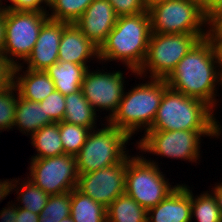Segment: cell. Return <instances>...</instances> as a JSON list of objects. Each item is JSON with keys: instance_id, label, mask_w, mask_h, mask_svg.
Returning <instances> with one entry per match:
<instances>
[{"instance_id": "40", "label": "cell", "mask_w": 222, "mask_h": 222, "mask_svg": "<svg viewBox=\"0 0 222 222\" xmlns=\"http://www.w3.org/2000/svg\"><path fill=\"white\" fill-rule=\"evenodd\" d=\"M5 21L6 10L0 8V55H3L5 47Z\"/></svg>"}, {"instance_id": "41", "label": "cell", "mask_w": 222, "mask_h": 222, "mask_svg": "<svg viewBox=\"0 0 222 222\" xmlns=\"http://www.w3.org/2000/svg\"><path fill=\"white\" fill-rule=\"evenodd\" d=\"M13 179H6V180H1L0 179V202L2 200H5V198L9 195L12 194L11 192V184H12Z\"/></svg>"}, {"instance_id": "13", "label": "cell", "mask_w": 222, "mask_h": 222, "mask_svg": "<svg viewBox=\"0 0 222 222\" xmlns=\"http://www.w3.org/2000/svg\"><path fill=\"white\" fill-rule=\"evenodd\" d=\"M127 157L119 164L79 174L77 189L106 208L125 193Z\"/></svg>"}, {"instance_id": "10", "label": "cell", "mask_w": 222, "mask_h": 222, "mask_svg": "<svg viewBox=\"0 0 222 222\" xmlns=\"http://www.w3.org/2000/svg\"><path fill=\"white\" fill-rule=\"evenodd\" d=\"M48 18L47 12L6 10L3 56L14 67L30 56L40 29Z\"/></svg>"}, {"instance_id": "7", "label": "cell", "mask_w": 222, "mask_h": 222, "mask_svg": "<svg viewBox=\"0 0 222 222\" xmlns=\"http://www.w3.org/2000/svg\"><path fill=\"white\" fill-rule=\"evenodd\" d=\"M214 139L219 137V130H147L141 139L136 141L139 153L146 152L188 162L198 163L200 159L201 137ZM141 151V152H140Z\"/></svg>"}, {"instance_id": "44", "label": "cell", "mask_w": 222, "mask_h": 222, "mask_svg": "<svg viewBox=\"0 0 222 222\" xmlns=\"http://www.w3.org/2000/svg\"><path fill=\"white\" fill-rule=\"evenodd\" d=\"M59 222H74V221H73V218L71 216H68V217L60 220Z\"/></svg>"}, {"instance_id": "33", "label": "cell", "mask_w": 222, "mask_h": 222, "mask_svg": "<svg viewBox=\"0 0 222 222\" xmlns=\"http://www.w3.org/2000/svg\"><path fill=\"white\" fill-rule=\"evenodd\" d=\"M2 1L0 0V8L4 10L48 12L46 9L49 7V0H7L6 2H11L7 6Z\"/></svg>"}, {"instance_id": "43", "label": "cell", "mask_w": 222, "mask_h": 222, "mask_svg": "<svg viewBox=\"0 0 222 222\" xmlns=\"http://www.w3.org/2000/svg\"><path fill=\"white\" fill-rule=\"evenodd\" d=\"M142 1L146 9L148 10L149 8L153 7L154 5L158 3H162V2H166L170 0H142Z\"/></svg>"}, {"instance_id": "11", "label": "cell", "mask_w": 222, "mask_h": 222, "mask_svg": "<svg viewBox=\"0 0 222 222\" xmlns=\"http://www.w3.org/2000/svg\"><path fill=\"white\" fill-rule=\"evenodd\" d=\"M29 160L27 178L48 195L63 194L77 187L79 173L75 156L62 154Z\"/></svg>"}, {"instance_id": "5", "label": "cell", "mask_w": 222, "mask_h": 222, "mask_svg": "<svg viewBox=\"0 0 222 222\" xmlns=\"http://www.w3.org/2000/svg\"><path fill=\"white\" fill-rule=\"evenodd\" d=\"M91 130L85 144L75 156L79 174L94 172L121 163L129 154L126 145L132 138L108 122Z\"/></svg>"}, {"instance_id": "17", "label": "cell", "mask_w": 222, "mask_h": 222, "mask_svg": "<svg viewBox=\"0 0 222 222\" xmlns=\"http://www.w3.org/2000/svg\"><path fill=\"white\" fill-rule=\"evenodd\" d=\"M94 58H96L95 61H99V48L74 23H70L63 30L58 50V61L89 66L87 63Z\"/></svg>"}, {"instance_id": "15", "label": "cell", "mask_w": 222, "mask_h": 222, "mask_svg": "<svg viewBox=\"0 0 222 222\" xmlns=\"http://www.w3.org/2000/svg\"><path fill=\"white\" fill-rule=\"evenodd\" d=\"M116 21L117 16L108 0H94L74 24L100 48L113 30Z\"/></svg>"}, {"instance_id": "36", "label": "cell", "mask_w": 222, "mask_h": 222, "mask_svg": "<svg viewBox=\"0 0 222 222\" xmlns=\"http://www.w3.org/2000/svg\"><path fill=\"white\" fill-rule=\"evenodd\" d=\"M199 8L209 17L214 11L222 9V0H195Z\"/></svg>"}, {"instance_id": "19", "label": "cell", "mask_w": 222, "mask_h": 222, "mask_svg": "<svg viewBox=\"0 0 222 222\" xmlns=\"http://www.w3.org/2000/svg\"><path fill=\"white\" fill-rule=\"evenodd\" d=\"M54 121L45 115V110L39 102H33L22 98L17 92L14 128L22 134L32 136L37 130Z\"/></svg>"}, {"instance_id": "29", "label": "cell", "mask_w": 222, "mask_h": 222, "mask_svg": "<svg viewBox=\"0 0 222 222\" xmlns=\"http://www.w3.org/2000/svg\"><path fill=\"white\" fill-rule=\"evenodd\" d=\"M71 191L50 195L45 207L39 214V222H59L70 216Z\"/></svg>"}, {"instance_id": "18", "label": "cell", "mask_w": 222, "mask_h": 222, "mask_svg": "<svg viewBox=\"0 0 222 222\" xmlns=\"http://www.w3.org/2000/svg\"><path fill=\"white\" fill-rule=\"evenodd\" d=\"M23 66L21 64L13 69V84L22 98L33 102H41L54 92V82L45 71L31 69L24 71Z\"/></svg>"}, {"instance_id": "28", "label": "cell", "mask_w": 222, "mask_h": 222, "mask_svg": "<svg viewBox=\"0 0 222 222\" xmlns=\"http://www.w3.org/2000/svg\"><path fill=\"white\" fill-rule=\"evenodd\" d=\"M90 131L91 130L87 127L78 126L64 121L59 122V132L64 153L76 156L85 144Z\"/></svg>"}, {"instance_id": "31", "label": "cell", "mask_w": 222, "mask_h": 222, "mask_svg": "<svg viewBox=\"0 0 222 222\" xmlns=\"http://www.w3.org/2000/svg\"><path fill=\"white\" fill-rule=\"evenodd\" d=\"M40 106L45 110V115H48L54 122H61L64 118L66 109L65 96L57 90H54L43 101L39 102Z\"/></svg>"}, {"instance_id": "2", "label": "cell", "mask_w": 222, "mask_h": 222, "mask_svg": "<svg viewBox=\"0 0 222 222\" xmlns=\"http://www.w3.org/2000/svg\"><path fill=\"white\" fill-rule=\"evenodd\" d=\"M150 35L148 10L137 15L117 17L113 30L99 48V63L121 61L136 75L145 62Z\"/></svg>"}, {"instance_id": "4", "label": "cell", "mask_w": 222, "mask_h": 222, "mask_svg": "<svg viewBox=\"0 0 222 222\" xmlns=\"http://www.w3.org/2000/svg\"><path fill=\"white\" fill-rule=\"evenodd\" d=\"M149 80L134 85L128 92L124 91L116 113L107 121L130 137L139 129L146 132L152 127L162 96L169 87L164 79Z\"/></svg>"}, {"instance_id": "34", "label": "cell", "mask_w": 222, "mask_h": 222, "mask_svg": "<svg viewBox=\"0 0 222 222\" xmlns=\"http://www.w3.org/2000/svg\"><path fill=\"white\" fill-rule=\"evenodd\" d=\"M208 39H222V9L214 11L208 17Z\"/></svg>"}, {"instance_id": "45", "label": "cell", "mask_w": 222, "mask_h": 222, "mask_svg": "<svg viewBox=\"0 0 222 222\" xmlns=\"http://www.w3.org/2000/svg\"><path fill=\"white\" fill-rule=\"evenodd\" d=\"M220 85L222 86V73L220 74Z\"/></svg>"}, {"instance_id": "22", "label": "cell", "mask_w": 222, "mask_h": 222, "mask_svg": "<svg viewBox=\"0 0 222 222\" xmlns=\"http://www.w3.org/2000/svg\"><path fill=\"white\" fill-rule=\"evenodd\" d=\"M37 154L31 159L49 158L65 154L60 138L59 122L45 125L30 137Z\"/></svg>"}, {"instance_id": "20", "label": "cell", "mask_w": 222, "mask_h": 222, "mask_svg": "<svg viewBox=\"0 0 222 222\" xmlns=\"http://www.w3.org/2000/svg\"><path fill=\"white\" fill-rule=\"evenodd\" d=\"M88 68L90 66L58 61L45 72L54 82L55 90L65 96L81 90V84Z\"/></svg>"}, {"instance_id": "1", "label": "cell", "mask_w": 222, "mask_h": 222, "mask_svg": "<svg viewBox=\"0 0 222 222\" xmlns=\"http://www.w3.org/2000/svg\"><path fill=\"white\" fill-rule=\"evenodd\" d=\"M165 81L171 89L202 100L215 111L220 74L212 44L207 37L200 39L190 49Z\"/></svg>"}, {"instance_id": "24", "label": "cell", "mask_w": 222, "mask_h": 222, "mask_svg": "<svg viewBox=\"0 0 222 222\" xmlns=\"http://www.w3.org/2000/svg\"><path fill=\"white\" fill-rule=\"evenodd\" d=\"M106 215L107 222H147V210L126 193L106 208Z\"/></svg>"}, {"instance_id": "9", "label": "cell", "mask_w": 222, "mask_h": 222, "mask_svg": "<svg viewBox=\"0 0 222 222\" xmlns=\"http://www.w3.org/2000/svg\"><path fill=\"white\" fill-rule=\"evenodd\" d=\"M200 39L197 34L151 33L145 62L136 77L144 80L149 73V79L165 80Z\"/></svg>"}, {"instance_id": "37", "label": "cell", "mask_w": 222, "mask_h": 222, "mask_svg": "<svg viewBox=\"0 0 222 222\" xmlns=\"http://www.w3.org/2000/svg\"><path fill=\"white\" fill-rule=\"evenodd\" d=\"M2 209L3 210L0 211L1 222H16L17 206H15V202L11 204L9 201L7 207Z\"/></svg>"}, {"instance_id": "39", "label": "cell", "mask_w": 222, "mask_h": 222, "mask_svg": "<svg viewBox=\"0 0 222 222\" xmlns=\"http://www.w3.org/2000/svg\"><path fill=\"white\" fill-rule=\"evenodd\" d=\"M213 47L219 74L222 73V39H208Z\"/></svg>"}, {"instance_id": "21", "label": "cell", "mask_w": 222, "mask_h": 222, "mask_svg": "<svg viewBox=\"0 0 222 222\" xmlns=\"http://www.w3.org/2000/svg\"><path fill=\"white\" fill-rule=\"evenodd\" d=\"M65 103L64 122L87 127L90 130L98 128L97 112L86 100L82 90L65 95Z\"/></svg>"}, {"instance_id": "6", "label": "cell", "mask_w": 222, "mask_h": 222, "mask_svg": "<svg viewBox=\"0 0 222 222\" xmlns=\"http://www.w3.org/2000/svg\"><path fill=\"white\" fill-rule=\"evenodd\" d=\"M143 154L127 156L125 193L148 211L164 200L179 184L171 186L158 162L151 161Z\"/></svg>"}, {"instance_id": "12", "label": "cell", "mask_w": 222, "mask_h": 222, "mask_svg": "<svg viewBox=\"0 0 222 222\" xmlns=\"http://www.w3.org/2000/svg\"><path fill=\"white\" fill-rule=\"evenodd\" d=\"M123 74L121 70L105 72L99 68L93 71L88 68L81 84L82 93L89 104L98 112H108L104 117L106 122L116 113L123 98L126 89Z\"/></svg>"}, {"instance_id": "27", "label": "cell", "mask_w": 222, "mask_h": 222, "mask_svg": "<svg viewBox=\"0 0 222 222\" xmlns=\"http://www.w3.org/2000/svg\"><path fill=\"white\" fill-rule=\"evenodd\" d=\"M191 190V219L197 222H222L219 208L211 191L195 196Z\"/></svg>"}, {"instance_id": "14", "label": "cell", "mask_w": 222, "mask_h": 222, "mask_svg": "<svg viewBox=\"0 0 222 222\" xmlns=\"http://www.w3.org/2000/svg\"><path fill=\"white\" fill-rule=\"evenodd\" d=\"M70 23L48 18L40 29L39 36L32 53L23 64L36 71H45L58 62V50L63 30Z\"/></svg>"}, {"instance_id": "23", "label": "cell", "mask_w": 222, "mask_h": 222, "mask_svg": "<svg viewBox=\"0 0 222 222\" xmlns=\"http://www.w3.org/2000/svg\"><path fill=\"white\" fill-rule=\"evenodd\" d=\"M70 216L74 222H107L106 207L77 188L71 190Z\"/></svg>"}, {"instance_id": "25", "label": "cell", "mask_w": 222, "mask_h": 222, "mask_svg": "<svg viewBox=\"0 0 222 222\" xmlns=\"http://www.w3.org/2000/svg\"><path fill=\"white\" fill-rule=\"evenodd\" d=\"M19 179L20 178H14L11 184V191L15 190L16 195H18V199L15 200L18 202L15 205L19 208H25L33 213L40 214L42 209L45 207L50 195L44 192L32 181L26 179V177L23 178L24 180L22 181Z\"/></svg>"}, {"instance_id": "42", "label": "cell", "mask_w": 222, "mask_h": 222, "mask_svg": "<svg viewBox=\"0 0 222 222\" xmlns=\"http://www.w3.org/2000/svg\"><path fill=\"white\" fill-rule=\"evenodd\" d=\"M215 185L216 186L211 188L212 189L211 193L215 197V200H216V203H217V206L219 208L220 215H221V218H222V182L221 183L220 182L216 183Z\"/></svg>"}, {"instance_id": "30", "label": "cell", "mask_w": 222, "mask_h": 222, "mask_svg": "<svg viewBox=\"0 0 222 222\" xmlns=\"http://www.w3.org/2000/svg\"><path fill=\"white\" fill-rule=\"evenodd\" d=\"M16 103L17 89L12 84L9 88L0 92V133L11 129L13 131Z\"/></svg>"}, {"instance_id": "38", "label": "cell", "mask_w": 222, "mask_h": 222, "mask_svg": "<svg viewBox=\"0 0 222 222\" xmlns=\"http://www.w3.org/2000/svg\"><path fill=\"white\" fill-rule=\"evenodd\" d=\"M16 222H39V214L17 207Z\"/></svg>"}, {"instance_id": "26", "label": "cell", "mask_w": 222, "mask_h": 222, "mask_svg": "<svg viewBox=\"0 0 222 222\" xmlns=\"http://www.w3.org/2000/svg\"><path fill=\"white\" fill-rule=\"evenodd\" d=\"M94 0H49L50 19L74 23ZM49 10H51L49 12ZM51 13V14H50Z\"/></svg>"}, {"instance_id": "35", "label": "cell", "mask_w": 222, "mask_h": 222, "mask_svg": "<svg viewBox=\"0 0 222 222\" xmlns=\"http://www.w3.org/2000/svg\"><path fill=\"white\" fill-rule=\"evenodd\" d=\"M13 69L14 66L3 55H0V92L13 84Z\"/></svg>"}, {"instance_id": "3", "label": "cell", "mask_w": 222, "mask_h": 222, "mask_svg": "<svg viewBox=\"0 0 222 222\" xmlns=\"http://www.w3.org/2000/svg\"><path fill=\"white\" fill-rule=\"evenodd\" d=\"M214 115L213 108L206 102L168 87L149 130H219L221 136L222 126Z\"/></svg>"}, {"instance_id": "32", "label": "cell", "mask_w": 222, "mask_h": 222, "mask_svg": "<svg viewBox=\"0 0 222 222\" xmlns=\"http://www.w3.org/2000/svg\"><path fill=\"white\" fill-rule=\"evenodd\" d=\"M117 17L132 16L147 11L142 0H108Z\"/></svg>"}, {"instance_id": "16", "label": "cell", "mask_w": 222, "mask_h": 222, "mask_svg": "<svg viewBox=\"0 0 222 222\" xmlns=\"http://www.w3.org/2000/svg\"><path fill=\"white\" fill-rule=\"evenodd\" d=\"M179 184L164 200L147 211V222H192L191 190Z\"/></svg>"}, {"instance_id": "8", "label": "cell", "mask_w": 222, "mask_h": 222, "mask_svg": "<svg viewBox=\"0 0 222 222\" xmlns=\"http://www.w3.org/2000/svg\"><path fill=\"white\" fill-rule=\"evenodd\" d=\"M151 33L197 34L206 38L208 16L195 0H170L148 9Z\"/></svg>"}]
</instances>
